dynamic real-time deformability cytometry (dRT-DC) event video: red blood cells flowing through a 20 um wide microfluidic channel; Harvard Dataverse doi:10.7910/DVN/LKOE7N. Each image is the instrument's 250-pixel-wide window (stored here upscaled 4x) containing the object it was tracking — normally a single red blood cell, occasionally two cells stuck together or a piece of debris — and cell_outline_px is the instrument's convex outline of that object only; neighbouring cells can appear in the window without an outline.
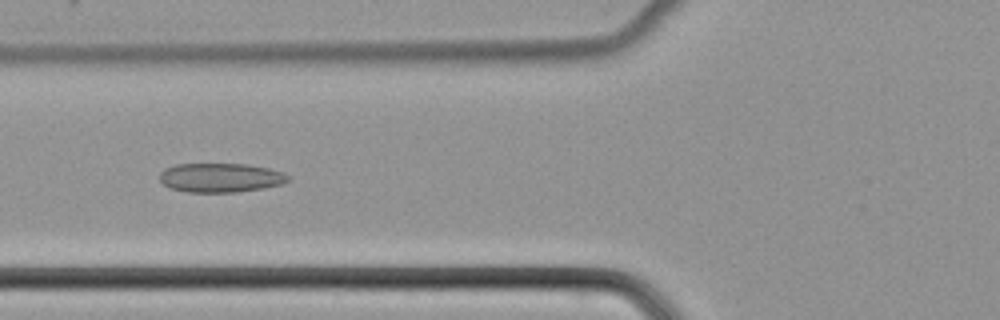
{"species": "common noctule bat (a hibernating species)", "species_latin": "Nyctalus noctula", "temperature_condition": "cold", "stored_images_in_passage": 28, "camera_frame_rate_fps": 3000, "um_per_image_px": 0.085, "animal": {"sex": "female", "body_mass_g": 22.7, "forearm_length_mm": 54.2}, "frame": {"image": 1, "passage_image": 4, "time_ms": 1.0, "image_size_px": [1000, 320], "cell_outline_px": [[288, 180], [284, 184], [264, 188], [236, 192], [188, 192], [172, 188], [164, 184], [160, 180], [160, 172], [164, 168], [176, 164], [244, 164], [268, 168], [284, 172], [288, 176]], "centroid_in_image_um": [18.76, 15.1], "position_along_channel_um": 107.0, "area_um2": 21.79}}
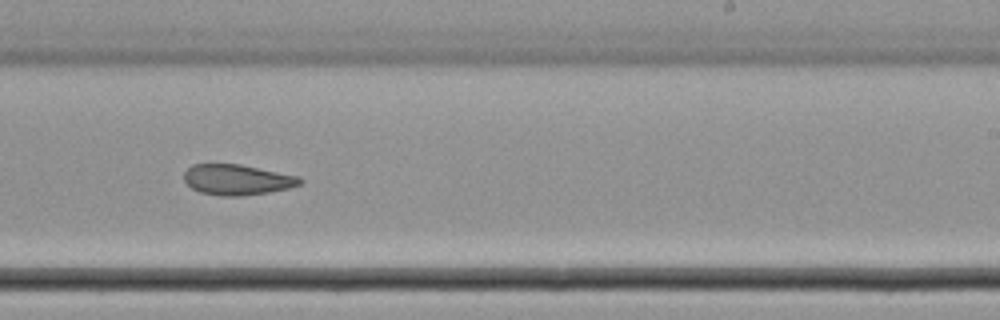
{"frame": {"image": 2, "passage_image": 16, "time_ms": 5.0, "image_size_px": [1000, 320], "cell_outline_px": [[304, 180], [300, 184], [288, 188], [268, 192], [240, 196], [220, 196], [200, 192], [192, 188], [184, 180], [184, 172], [192, 164], [240, 164], [300, 176]], "centroid_in_image_um": [20.16, 15.27], "position_along_channel_um": 268.8, "area_um2": 20.63}}
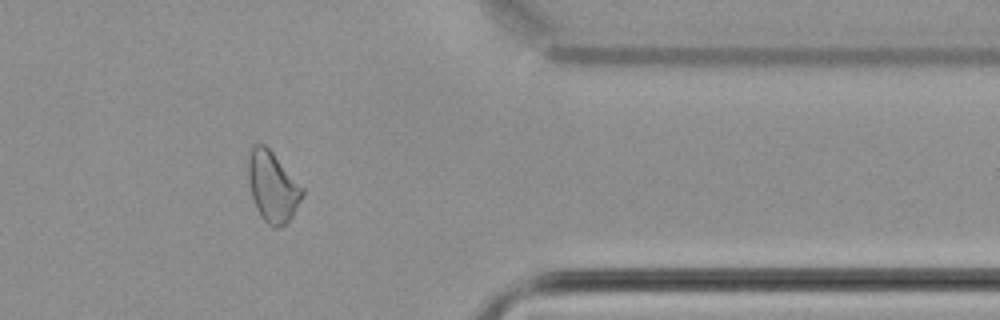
{"frame": {"image": 3, "passage_image": 26, "time_ms": 8.333, "image_size_px": [1000, 320], "cell_outline_px": [[304, 192], [292, 216], [284, 224], [276, 228], [272, 228], [260, 216], [256, 208], [252, 196], [248, 180], [248, 156], [252, 144], [264, 144], [272, 152], [304, 188]], "centroid_in_image_um": [23.15, 15.86], "position_along_channel_um": 388.3, "area_um2": 22.02}}